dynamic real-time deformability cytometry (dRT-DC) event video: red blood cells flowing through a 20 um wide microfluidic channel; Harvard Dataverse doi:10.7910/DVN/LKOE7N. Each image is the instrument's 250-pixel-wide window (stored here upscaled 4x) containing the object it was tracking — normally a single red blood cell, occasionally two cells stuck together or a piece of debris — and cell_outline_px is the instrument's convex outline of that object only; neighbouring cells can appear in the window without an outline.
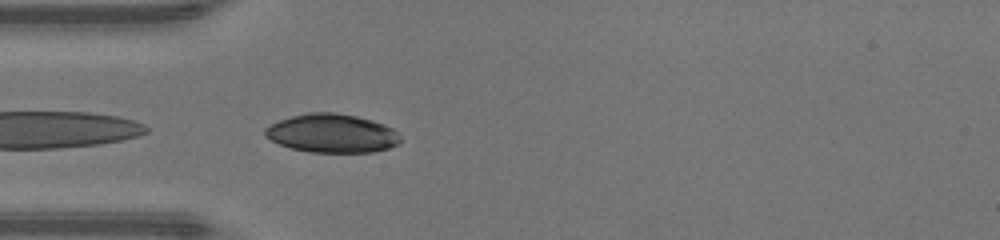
{"species": "human", "species_latin": "Homo sapiens", "temperature_condition": "warm", "stored_images_in_passage": 8, "camera_frame_rate_fps": 3000, "um_per_image_px": 0.085, "donor": {"sex": "male"}, "frame": {"image": 1, "passage_image": 1, "time_ms": 0.0, "image_size_px": [1000, 240], "cell_outline_px": [[400, 144], [388, 148], [372, 152], [312, 152], [292, 148], [280, 144], [264, 136], [264, 128], [280, 120], [304, 112], [336, 112], [356, 116], [372, 120], [384, 124], [392, 128], [400, 136]], "centroid_in_image_um": [28.22, 11.32], "position_along_channel_um": 56.8, "area_um2": 30.46}}
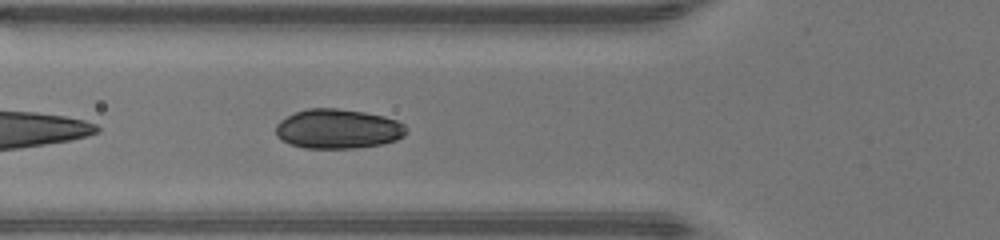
{"frame": {"image": 2, "passage_image": 4, "time_ms": 1.0, "image_size_px": [1000, 240], "cell_outline_px": [[408, 132], [404, 136], [396, 140], [380, 144], [356, 148], [304, 148], [280, 140], [276, 136], [276, 124], [280, 120], [296, 112], [308, 108], [336, 108], [364, 112], [384, 116], [396, 120], [404, 124], [408, 128]], "centroid_in_image_um": [28.74, 10.95], "position_along_channel_um": 97.1, "area_um2": 30.17}}